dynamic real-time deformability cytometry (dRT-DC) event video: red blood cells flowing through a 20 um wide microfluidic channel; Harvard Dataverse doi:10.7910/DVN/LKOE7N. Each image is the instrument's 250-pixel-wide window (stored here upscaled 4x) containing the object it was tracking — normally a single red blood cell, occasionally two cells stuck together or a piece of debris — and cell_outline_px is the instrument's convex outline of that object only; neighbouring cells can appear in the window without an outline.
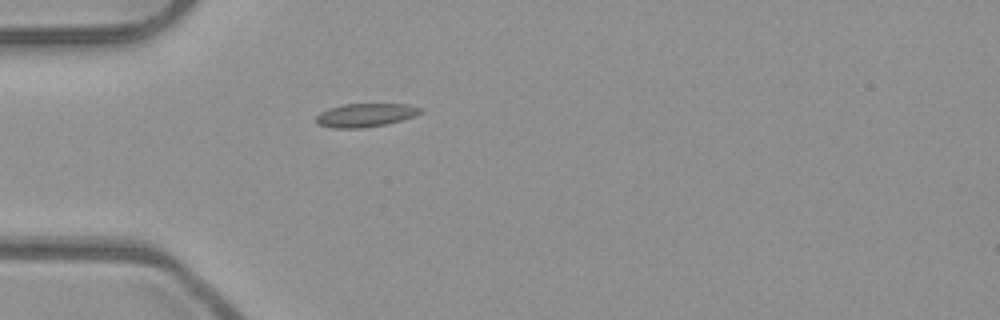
{"species": "common noctule bat (a hibernating species)", "species_latin": "Nyctalus noctula", "temperature_condition": "room temperature", "stored_images_in_passage": 1, "camera_frame_rate_fps": 3000, "um_per_image_px": 0.085, "animal": {"sex": "male", "body_mass_g": 23.1, "forearm_length_mm": 52.7}, "frame": {"image": 1, "passage_image": 1, "time_ms": 0.0, "image_size_px": [1000, 320], "cell_outline_px": [[424, 108], [420, 112], [412, 116], [400, 120], [384, 124], [364, 128], [336, 128], [320, 124], [316, 120], [316, 116], [320, 112], [328, 108], [344, 104], [408, 104]], "centroid_in_image_um": [31.05, 9.77], "position_along_channel_um": 54.0, "area_um2": 14.05}}